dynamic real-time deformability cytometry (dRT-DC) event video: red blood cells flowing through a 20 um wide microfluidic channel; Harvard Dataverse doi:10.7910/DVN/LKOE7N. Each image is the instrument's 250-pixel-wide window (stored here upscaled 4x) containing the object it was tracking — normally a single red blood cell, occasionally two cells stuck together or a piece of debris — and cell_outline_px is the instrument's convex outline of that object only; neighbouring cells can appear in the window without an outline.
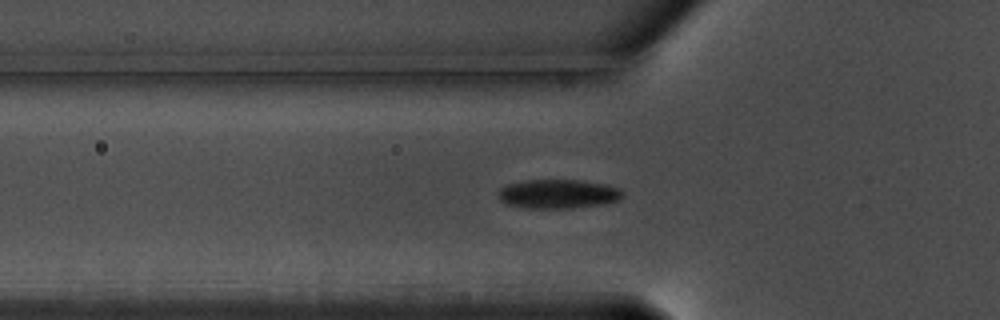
{"species": "common noctule bat (a hibernating species)", "species_latin": "Nyctalus noctula", "temperature_condition": "warm", "stored_images_in_passage": 41, "camera_frame_rate_fps": 3000, "um_per_image_px": 0.085, "animal": {"sex": "male", "body_mass_g": 17.5, "forearm_length_mm": 52.3}, "frame": {"image": 1, "passage_image": 8, "time_ms": 2.333, "image_size_px": [1000, 320], "cell_outline_px": [[624, 192], [616, 200], [600, 204], [572, 208], [524, 208], [504, 204], [500, 200], [500, 188], [508, 184], [524, 180], [580, 180], [604, 184], [620, 188]], "centroid_in_image_um": [47.39, 16.48], "position_along_channel_um": 78.4, "area_um2": 20.92}}
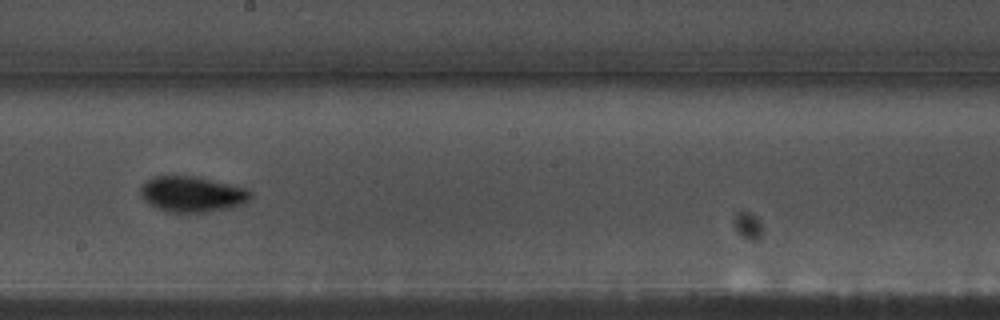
{"frame": {"image": 2, "passage_image": 21, "time_ms": 6.667, "image_size_px": [1000, 320], "cell_outline_px": [[252, 196], [248, 200], [240, 204], [228, 208], [204, 212], [168, 212], [148, 204], [140, 196], [140, 188], [152, 176], [192, 176], [248, 188], [252, 192]], "centroid_in_image_um": [16.31, 16.5], "position_along_channel_um": 231.9, "area_um2": 22.66}}
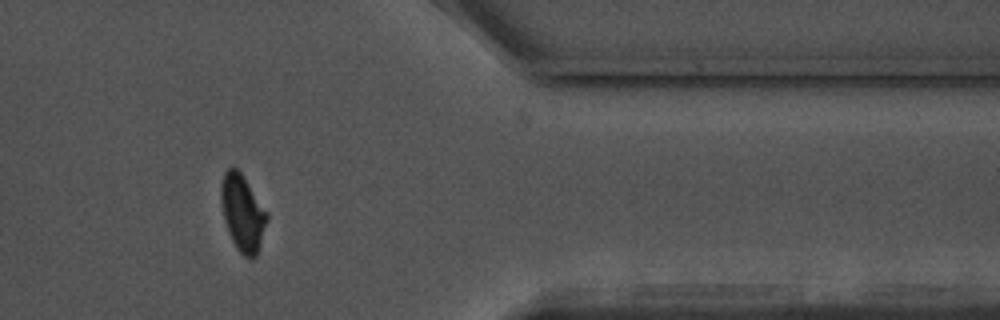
{"frame": {"image": 3, "passage_image": 36, "time_ms": 11.667, "image_size_px": [1000, 320], "cell_outline_px": [[268, 220], [256, 256], [252, 260], [244, 256], [236, 248], [228, 232], [224, 220], [220, 200], [220, 188], [224, 172], [232, 164], [240, 172], [268, 212]], "centroid_in_image_um": [20.61, 18.09], "position_along_channel_um": 390.8, "area_um2": 20.58}}